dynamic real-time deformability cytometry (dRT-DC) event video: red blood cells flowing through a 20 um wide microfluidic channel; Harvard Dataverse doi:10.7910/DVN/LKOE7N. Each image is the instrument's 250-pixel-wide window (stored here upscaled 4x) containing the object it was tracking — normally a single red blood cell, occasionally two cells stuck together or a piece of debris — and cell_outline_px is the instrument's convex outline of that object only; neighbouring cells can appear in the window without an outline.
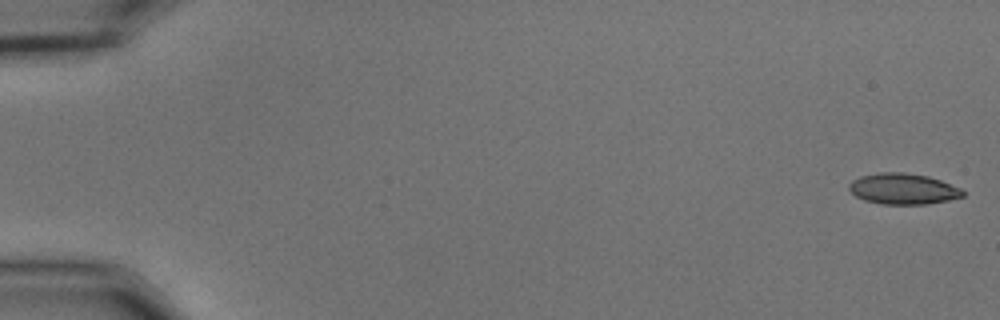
{"species": "common noctule bat (a hibernating species)", "species_latin": "Nyctalus noctula", "temperature_condition": "cold", "stored_images_in_passage": 55, "camera_frame_rate_fps": 3000, "um_per_image_px": 0.085, "animal": {"sex": "male", "body_mass_g": 15.6}, "frame": {"image": 1, "passage_image": 1, "time_ms": 0.0, "image_size_px": [1000, 320], "cell_outline_px": [[964, 196], [948, 200], [928, 204], [880, 204], [864, 200], [856, 196], [848, 188], [848, 184], [852, 180], [860, 176], [880, 172], [904, 172], [928, 176], [940, 180], [960, 188], [964, 192]], "centroid_in_image_um": [76.74, 16.05], "position_along_channel_um": 8.3, "area_um2": 20.52}}
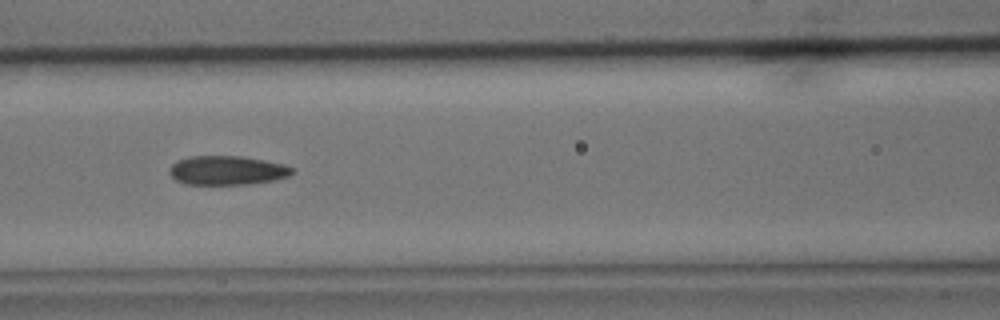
{"frame": {"image": 2, "passage_image": 25, "time_ms": 8.0, "image_size_px": [1000, 320], "cell_outline_px": [[296, 172], [288, 176], [272, 180], [252, 184], [184, 184], [176, 180], [168, 172], [172, 164], [180, 160], [192, 156], [240, 156], [264, 160], [284, 164], [296, 168]], "centroid_in_image_um": [19.35, 14.48], "position_along_channel_um": 147.3, "area_um2": 20.81}}
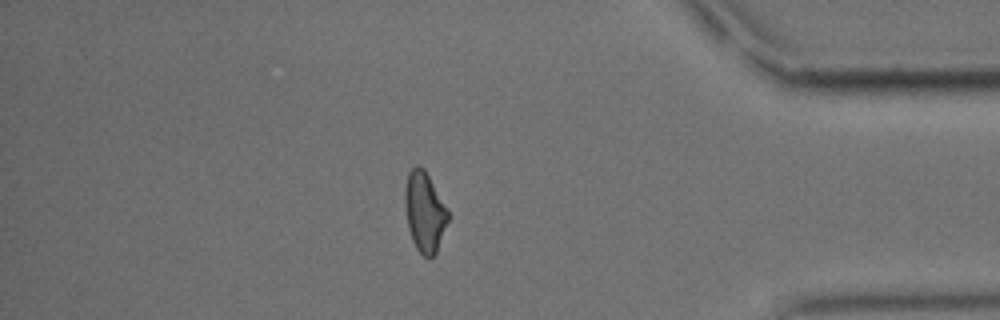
{"frame": {"image": 3, "passage_image": 48, "time_ms": 15.667, "image_size_px": [1000, 320], "cell_outline_px": [[448, 220], [436, 252], [428, 260], [416, 248], [412, 240], [408, 228], [404, 204], [404, 188], [408, 172], [416, 164], [424, 168], [448, 208]], "centroid_in_image_um": [36.07, 17.98], "position_along_channel_um": 399.1, "area_um2": 20.23}, "authors_computed_cell_mechanics": {"area_um2": 20.6924, "velocity_mm_per_s": 3.6615, "shape_relaxation_time_tau1_ms": 10.4106, "shape_relaxation_time_tau2_ms": 3.7707, "deformation_change_tau1": 0.2135, "deformation_change_tau2": 0.0995}}